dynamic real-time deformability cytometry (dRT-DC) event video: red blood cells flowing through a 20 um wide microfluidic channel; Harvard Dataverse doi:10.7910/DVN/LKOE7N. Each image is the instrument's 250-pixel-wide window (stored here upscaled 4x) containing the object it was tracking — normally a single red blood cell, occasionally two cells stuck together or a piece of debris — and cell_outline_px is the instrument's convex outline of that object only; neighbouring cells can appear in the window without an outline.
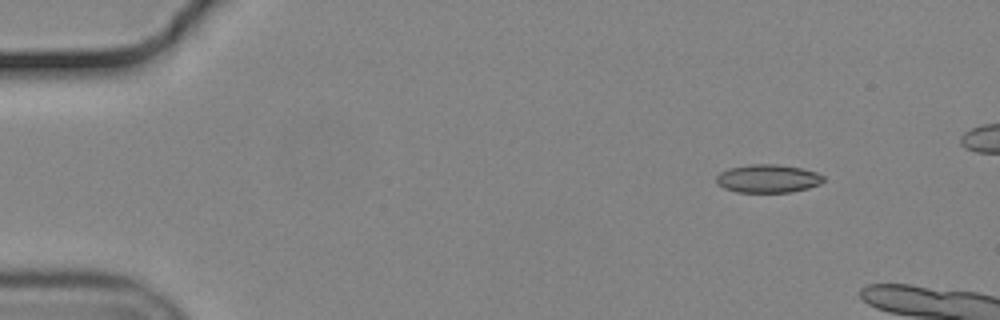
{"species": "common noctule bat (a hibernating species)", "species_latin": "Nyctalus noctula", "temperature_condition": "cold", "stored_images_in_passage": 7, "camera_frame_rate_fps": 3000, "um_per_image_px": 0.085, "animal": {"sex": "male", "body_mass_g": 19.2, "forearm_length_mm": 51.8}, "frame": {"image": 1, "passage_image": 1, "time_ms": 0.0, "image_size_px": [1000, 320], "cell_outline_px": [[824, 180], [820, 184], [808, 188], [792, 192], [736, 192], [724, 188], [716, 184], [716, 176], [720, 172], [728, 168], [752, 164], [776, 164], [800, 168], [816, 172], [824, 176]], "centroid_in_image_um": [65.25, 15.18], "position_along_channel_um": 19.8, "area_um2": 17.69}}